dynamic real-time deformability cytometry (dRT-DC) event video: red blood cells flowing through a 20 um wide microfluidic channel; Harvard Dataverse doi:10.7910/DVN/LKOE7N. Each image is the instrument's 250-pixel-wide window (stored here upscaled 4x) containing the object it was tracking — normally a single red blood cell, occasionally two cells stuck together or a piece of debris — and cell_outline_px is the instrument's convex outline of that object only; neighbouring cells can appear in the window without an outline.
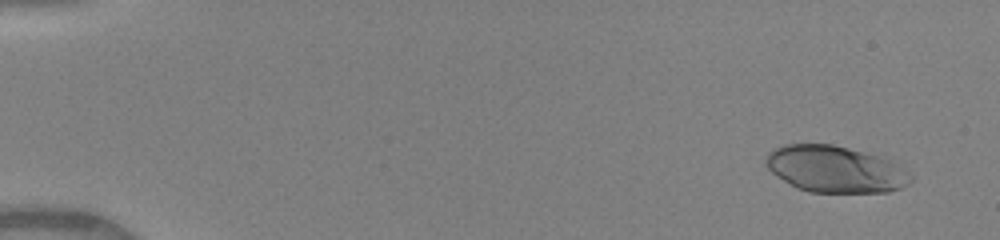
{"species": "human", "species_latin": "Homo sapiens", "temperature_condition": "warm", "stored_images_in_passage": 49, "camera_frame_rate_fps": 3000, "um_per_image_px": 0.085, "donor": {"sex": "female"}, "frame": {"image": 1, "passage_image": 3, "time_ms": 0.667, "image_size_px": [1000, 240], "cell_outline_px": [[912, 180], [908, 184], [900, 188], [888, 192], [808, 192], [796, 188], [776, 176], [764, 164], [764, 160], [768, 152], [784, 144], [832, 144], [848, 148], [876, 156], [888, 160], [908, 172], [912, 176]], "centroid_in_image_um": [70.93, 14.39], "position_along_channel_um": 14.1, "area_um2": 39.07}}
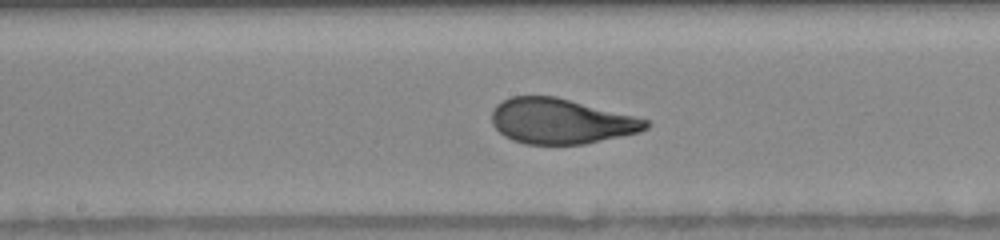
{"frame": {"image": 2, "passage_image": 27, "time_ms": 8.667, "image_size_px": [1000, 240], "cell_outline_px": [[648, 128], [640, 132], [584, 144], [528, 144], [512, 140], [504, 136], [492, 124], [492, 108], [496, 104], [512, 96], [556, 96], [648, 120]], "centroid_in_image_um": [47.64, 10.3], "position_along_channel_um": 200.6, "area_um2": 40.34}}
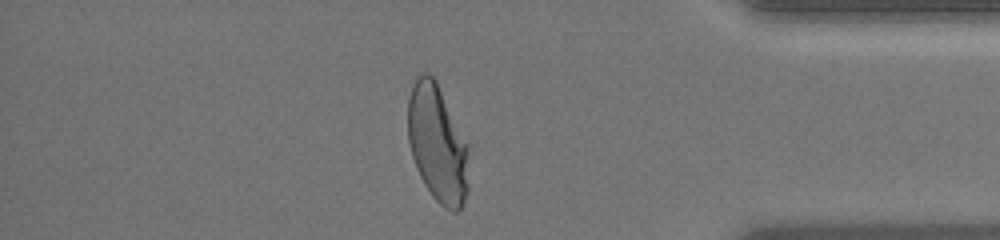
{"frame": {"image": 3, "passage_image": 43, "time_ms": 14.0, "image_size_px": [1000, 240], "cell_outline_px": [[468, 192], [460, 208], [456, 212], [452, 212], [444, 208], [432, 196], [424, 184], [416, 168], [412, 156], [408, 140], [408, 96], [416, 80], [424, 72], [428, 72], [436, 80], [468, 144]], "centroid_in_image_um": [37.19, 12.24], "position_along_channel_um": 398.0, "area_um2": 41.67}, "authors_computed_cell_mechanics": {"area_um2": 40.9802, "velocity_mm_per_s": 4.1006, "shape_relaxation_time_tau1_ms": 3.9839, "shape_relaxation_time_tau2_ms": null, "deformation_change_tau1": 0.1907, "deformation_change_tau2": null}}